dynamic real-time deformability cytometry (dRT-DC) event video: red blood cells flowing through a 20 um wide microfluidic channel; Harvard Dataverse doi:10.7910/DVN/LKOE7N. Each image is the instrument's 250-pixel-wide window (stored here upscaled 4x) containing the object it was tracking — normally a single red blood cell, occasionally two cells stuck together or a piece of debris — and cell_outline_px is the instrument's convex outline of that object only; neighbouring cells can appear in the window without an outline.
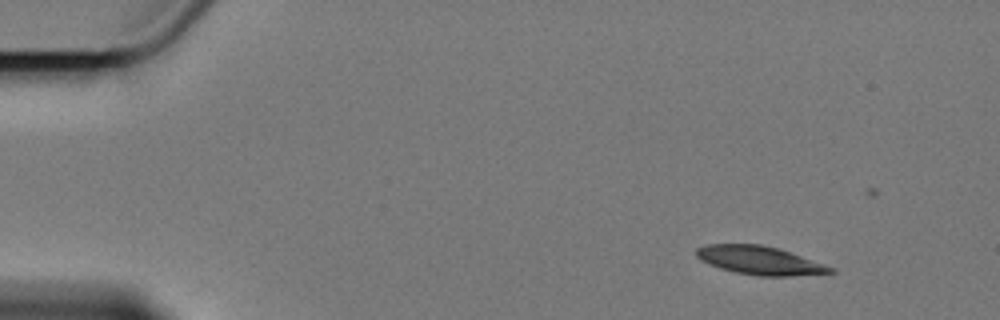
{"species": "Egyptian fruit bat (a non-hibernating species)", "species_latin": "Rousettus aegyptiacus", "temperature_condition": "cold", "stored_images_in_passage": 4, "camera_frame_rate_fps": 3000, "um_per_image_px": 0.085, "animal": {"sex": "female"}, "frame": {"image": 1, "passage_image": 1, "time_ms": 0.0, "image_size_px": [1000, 320], "cell_outline_px": [[836, 272], [788, 276], [760, 276], [736, 272], [720, 268], [708, 264], [700, 260], [696, 256], [696, 248], [704, 244], [760, 244], [776, 248], [836, 268]], "centroid_in_image_um": [64.53, 22.13], "position_along_channel_um": 20.5, "area_um2": 22.02}}
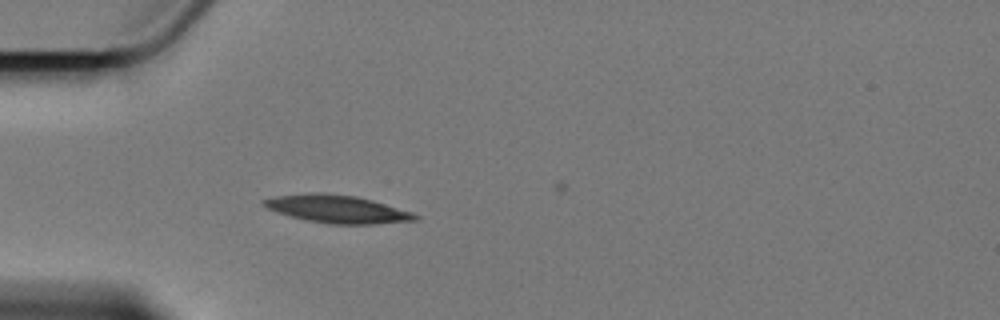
{"frame": {"image": 2, "passage_image": 4, "time_ms": 3.667, "image_size_px": [1000, 320], "cell_outline_px": [[420, 220], [376, 224], [328, 224], [304, 220], [276, 212], [260, 204], [260, 200], [276, 196], [308, 192], [324, 192], [356, 196], [372, 200], [412, 212], [420, 216]], "centroid_in_image_um": [28.64, 17.76], "position_along_channel_um": 56.4, "area_um2": 24.91}}